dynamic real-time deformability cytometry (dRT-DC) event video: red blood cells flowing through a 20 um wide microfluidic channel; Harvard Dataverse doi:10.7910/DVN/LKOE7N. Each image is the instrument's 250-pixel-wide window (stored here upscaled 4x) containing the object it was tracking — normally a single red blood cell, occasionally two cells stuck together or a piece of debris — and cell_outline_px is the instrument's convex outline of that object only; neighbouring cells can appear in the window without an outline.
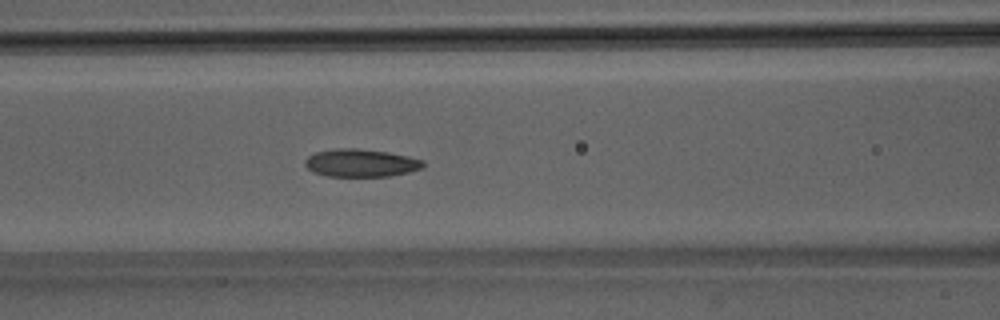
{"species": "Egyptian fruit bat (a non-hibernating species)", "species_latin": "Rousettus aegyptiacus", "temperature_condition": "room temperature", "stored_images_in_passage": 51, "camera_frame_rate_fps": 3000, "um_per_image_px": 0.085, "animal": {"sex": "male"}, "frame": {"image": 1, "passage_image": 22, "time_ms": 7.0, "image_size_px": [1000, 320], "cell_outline_px": [[424, 168], [408, 172], [388, 176], [328, 176], [312, 172], [304, 164], [304, 160], [308, 156], [316, 152], [336, 148], [356, 148], [388, 152], [408, 156], [424, 160]], "centroid_in_image_um": [30.67, 13.85], "position_along_channel_um": 135.9, "area_um2": 19.19}}
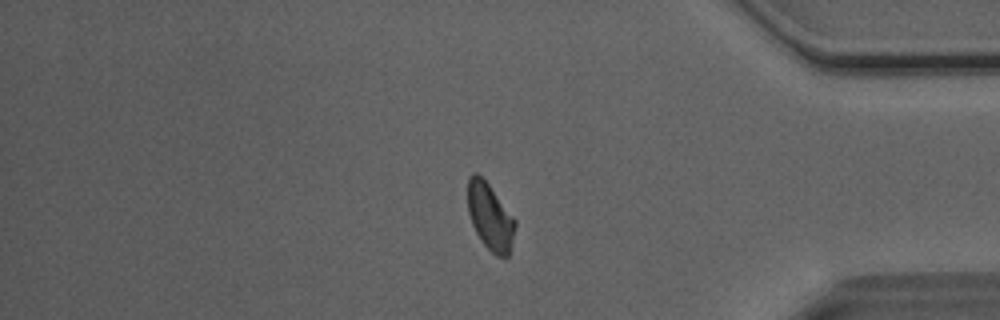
{"frame": {"image": 2, "passage_image": 43, "time_ms": 14.0, "image_size_px": [1000, 320], "cell_outline_px": [[516, 224], [508, 256], [496, 256], [480, 240], [472, 224], [468, 212], [468, 176], [472, 172], [476, 172], [488, 184], [516, 220]], "centroid_in_image_um": [41.64, 18.41], "position_along_channel_um": 393.6, "area_um2": 18.15}}
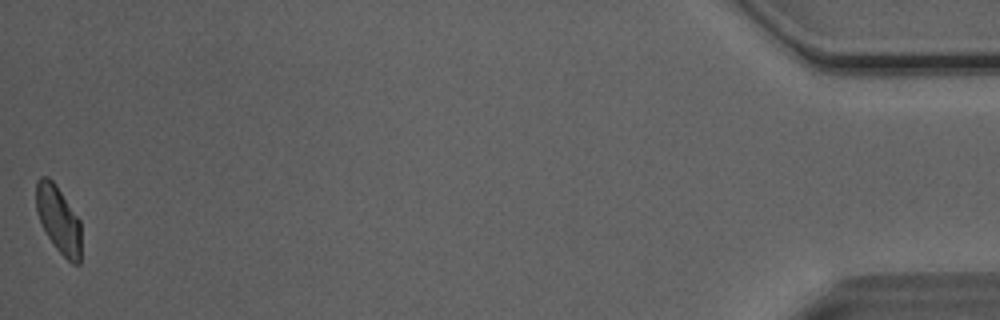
{"frame": {"image": 3, "passage_image": 51, "time_ms": 16.667, "image_size_px": [1000, 320], "cell_outline_px": [[80, 264], [72, 264], [56, 248], [40, 224], [36, 212], [36, 180], [40, 176], [48, 176], [56, 184], [80, 220]], "centroid_in_image_um": [4.95, 18.63], "position_along_channel_um": 430.2, "area_um2": 17.69}, "authors_computed_cell_mechanics": {"area_um2": 19.1318, "velocity_mm_per_s": 4.044, "shape_relaxation_time_tau1_ms": 8.7796, "shape_relaxation_time_tau2_ms": 2.7692, "deformation_change_tau1": 0.1659, "deformation_change_tau2": 0.079}}